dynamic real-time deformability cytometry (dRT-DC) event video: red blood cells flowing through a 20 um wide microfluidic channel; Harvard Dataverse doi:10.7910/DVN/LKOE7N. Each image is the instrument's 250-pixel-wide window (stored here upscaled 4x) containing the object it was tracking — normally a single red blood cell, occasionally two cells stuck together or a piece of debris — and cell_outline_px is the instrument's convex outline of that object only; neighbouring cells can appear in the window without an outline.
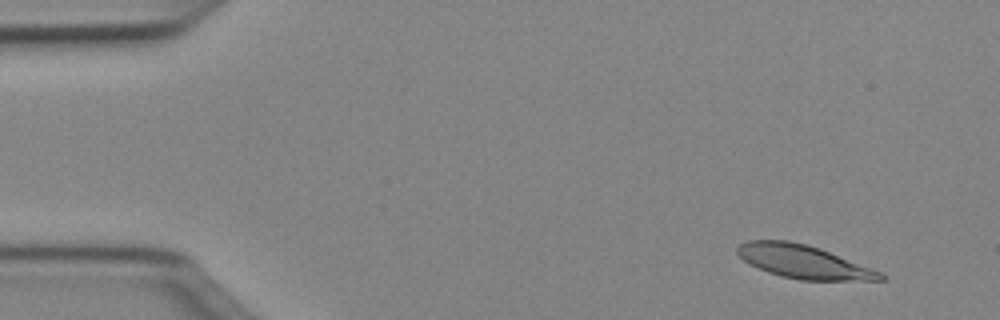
{"species": "Egyptian fruit bat (a non-hibernating species)", "species_latin": "Rousettus aegyptiacus", "temperature_condition": "cold", "stored_images_in_passage": 47, "camera_frame_rate_fps": 3000, "um_per_image_px": 0.085, "animal": {"sex": "female"}, "frame": {"image": 1, "passage_image": 1, "time_ms": 0.0, "image_size_px": [1000, 320], "cell_outline_px": [[884, 280], [800, 280], [780, 276], [768, 272], [748, 264], [736, 252], [736, 248], [740, 244], [748, 240], [788, 240], [820, 248], [880, 272], [884, 276]], "centroid_in_image_um": [68.23, 22.24], "position_along_channel_um": 16.8, "area_um2": 27.46}}
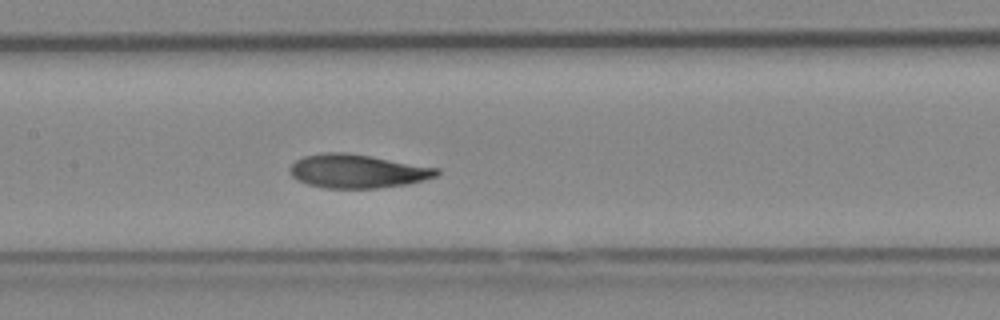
{"frame": {"image": 2, "passage_image": 21, "time_ms": 6.667, "image_size_px": [1000, 320], "cell_outline_px": [[440, 172], [436, 176], [424, 180], [408, 184], [376, 188], [324, 188], [308, 184], [296, 180], [288, 172], [288, 168], [296, 160], [304, 156], [320, 152], [344, 152], [440, 168]], "centroid_in_image_um": [30.34, 14.55], "position_along_channel_um": 177.1, "area_um2": 28.84}}
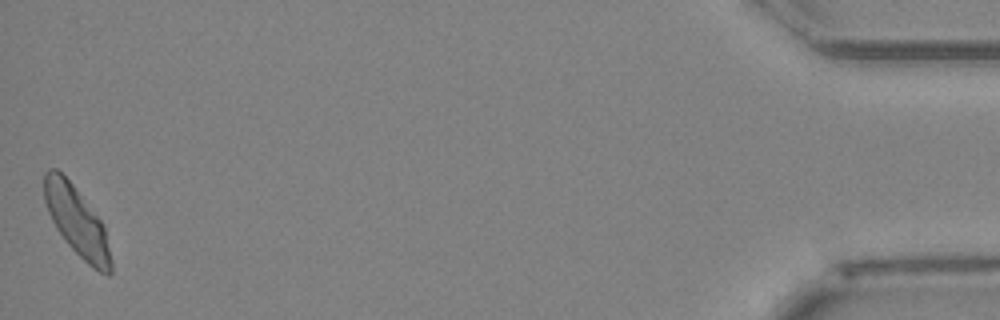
{"frame": {"image": 3, "passage_image": 47, "time_ms": 15.333, "image_size_px": [1000, 320], "cell_outline_px": [[112, 272], [108, 276], [92, 268], [68, 244], [56, 228], [48, 212], [44, 200], [44, 172], [48, 168], [56, 168], [72, 184], [100, 220], [104, 228], [112, 260]], "centroid_in_image_um": [6.52, 18.83], "position_along_channel_um": 428.7, "area_um2": 26.47}, "authors_computed_cell_mechanics": {"area_um2": 28.2642, "velocity_mm_per_s": 3.9862, "shape_relaxation_time_tau1_ms": 5.199, "shape_relaxation_time_tau2_ms": 1.5169, "deformation_change_tau1": 0.1651, "deformation_change_tau2": 0.0609}}